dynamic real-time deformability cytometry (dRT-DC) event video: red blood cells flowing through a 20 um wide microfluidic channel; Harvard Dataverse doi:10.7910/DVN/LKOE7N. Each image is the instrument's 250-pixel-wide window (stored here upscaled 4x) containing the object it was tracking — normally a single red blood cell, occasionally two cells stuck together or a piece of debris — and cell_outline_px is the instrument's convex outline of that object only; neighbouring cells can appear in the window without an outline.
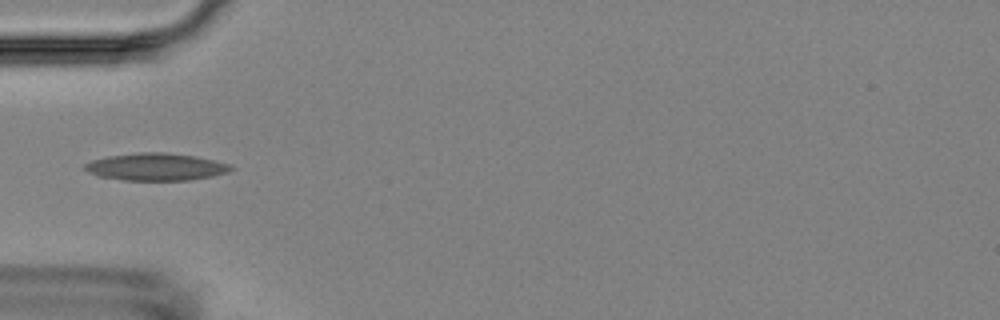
{"species": "Egyptian fruit bat (a non-hibernating species)", "species_latin": "Rousettus aegyptiacus", "temperature_condition": "room temperature", "stored_images_in_passage": 6, "camera_frame_rate_fps": 3000, "um_per_image_px": 0.085, "animal": {"sex": "female"}, "frame": {"image": 1, "passage_image": 4, "time_ms": 3.667, "image_size_px": [1000, 320], "cell_outline_px": [[236, 168], [228, 172], [212, 176], [188, 180], [124, 180], [96, 176], [88, 172], [84, 168], [84, 164], [92, 160], [108, 156], [140, 152], [164, 152], [196, 156], [228, 164]], "centroid_in_image_um": [13.23, 14.18], "position_along_channel_um": 71.8, "area_um2": 23.24}}
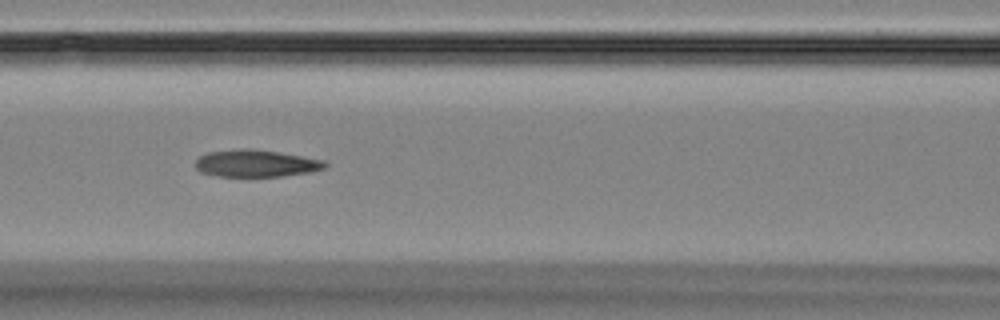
{"frame": {"image": 2, "passage_image": 6, "time_ms": 5.667, "image_size_px": [1000, 320], "cell_outline_px": [[328, 164], [324, 168], [308, 172], [280, 176], [220, 176], [200, 172], [196, 168], [196, 160], [200, 156], [208, 152], [240, 148], [248, 148], [276, 152], [324, 160]], "centroid_in_image_um": [21.72, 13.88], "position_along_channel_um": 144.9, "area_um2": 20.17}}